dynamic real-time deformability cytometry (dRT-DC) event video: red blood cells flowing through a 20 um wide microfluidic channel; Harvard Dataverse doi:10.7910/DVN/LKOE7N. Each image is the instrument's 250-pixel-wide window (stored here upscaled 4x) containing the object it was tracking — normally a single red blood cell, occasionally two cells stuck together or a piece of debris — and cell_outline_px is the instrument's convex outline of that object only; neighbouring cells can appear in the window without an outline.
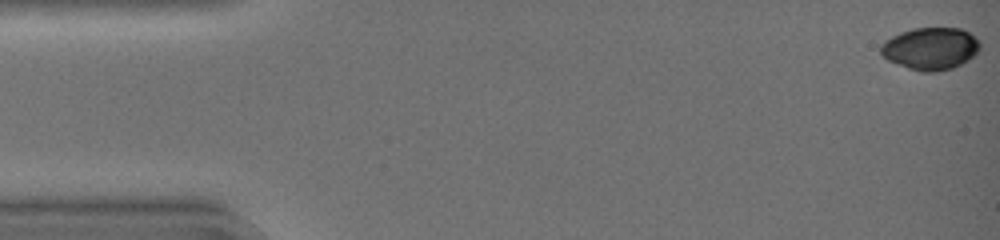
{"species": "common noctule bat (a hibernating species)", "species_latin": "Nyctalus noctula", "temperature_condition": "warm", "stored_images_in_passage": 40, "camera_frame_rate_fps": 3000, "um_per_image_px": 0.085, "animal": {"sex": "female", "body_mass_g": 19.0, "forearm_length_mm": 51.5}, "frame": {"image": 1, "passage_image": 1, "time_ms": 0.0, "image_size_px": [1000, 240], "cell_outline_px": [[980, 48], [968, 60], [952, 68], [936, 72], [924, 72], [908, 68], [888, 60], [880, 52], [880, 44], [884, 40], [900, 32], [912, 28], [960, 28], [976, 36], [980, 40]], "centroid_in_image_um": [79.09, 4.11], "position_along_channel_um": 5.9, "area_um2": 24.51}}
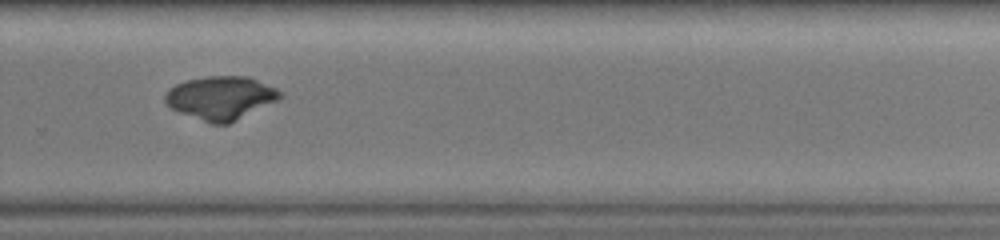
{"frame": {"image": 2, "passage_image": 32, "time_ms": 10.333, "image_size_px": [1000, 240], "cell_outline_px": [[284, 96], [228, 124], [212, 124], [180, 112], [172, 108], [164, 100], [164, 96], [168, 88], [184, 80], [208, 76], [248, 76], [276, 88], [284, 92]], "centroid_in_image_um": [18.75, 8.3], "position_along_channel_um": 311.0, "area_um2": 28.84}}
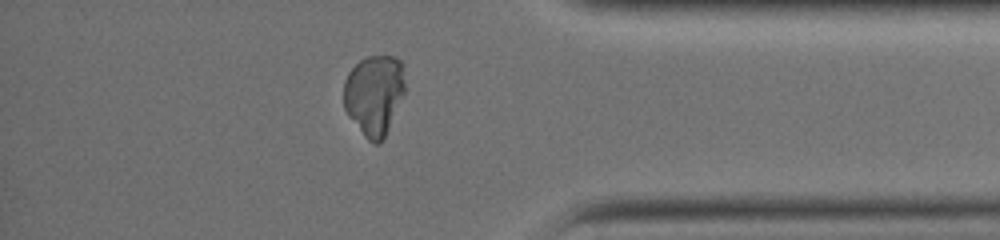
{"frame": {"image": 3, "passage_image": 39, "time_ms": 12.667, "image_size_px": [1000, 240], "cell_outline_px": [[404, 92], [388, 128], [380, 144], [372, 144], [364, 136], [348, 116], [344, 108], [344, 80], [348, 72], [360, 60], [368, 56], [396, 56], [400, 60], [404, 80]], "centroid_in_image_um": [31.77, 8.05], "position_along_channel_um": 403.4, "area_um2": 28.5}}